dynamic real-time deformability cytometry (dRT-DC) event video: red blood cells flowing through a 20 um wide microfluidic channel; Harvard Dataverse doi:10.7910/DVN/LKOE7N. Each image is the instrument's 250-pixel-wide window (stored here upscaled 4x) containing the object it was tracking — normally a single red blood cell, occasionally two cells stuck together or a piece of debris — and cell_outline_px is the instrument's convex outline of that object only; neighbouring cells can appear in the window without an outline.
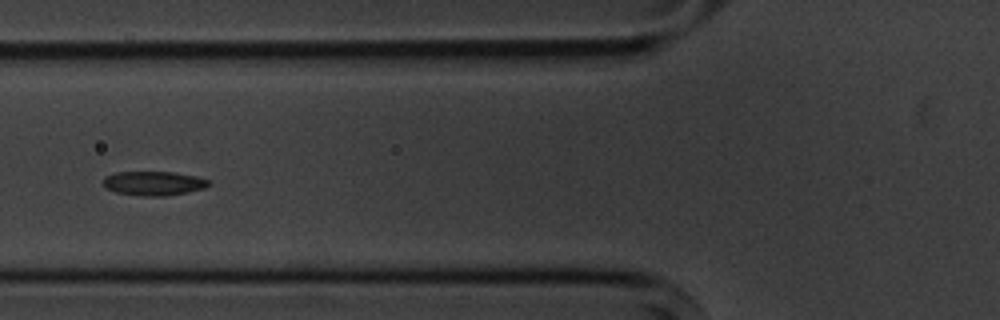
{"species": "common noctule bat (a hibernating species)", "species_latin": "Nyctalus noctula", "temperature_condition": "cold", "stored_images_in_passage": 9, "camera_frame_rate_fps": 3000, "um_per_image_px": 0.085, "animal": {"sex": "male", "body_mass_g": 20.1, "forearm_length_mm": 53.5}, "frame": {"image": 1, "passage_image": 6, "time_ms": 6.0, "image_size_px": [1000, 320], "cell_outline_px": [[212, 184], [204, 188], [188, 192], [164, 196], [144, 196], [116, 192], [104, 188], [104, 176], [116, 172], [172, 172], [196, 176], [208, 180]], "centroid_in_image_um": [13.06, 15.58], "position_along_channel_um": 112.7, "area_um2": 14.85}}
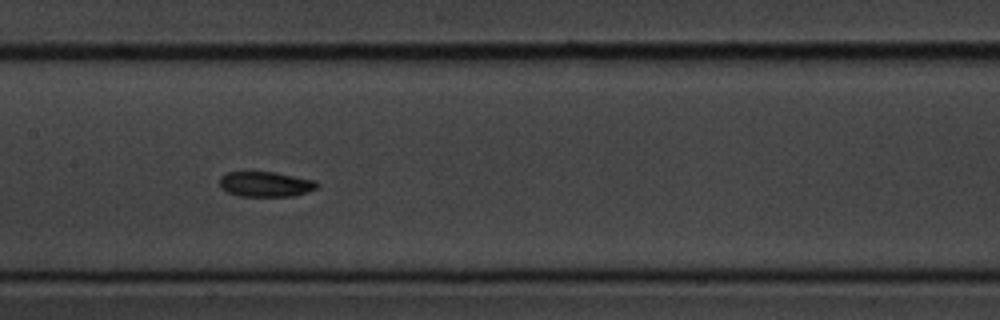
{"frame": {"image": 2, "passage_image": 8, "time_ms": 8.0, "image_size_px": [1000, 320], "cell_outline_px": [[320, 184], [316, 188], [308, 192], [296, 196], [240, 196], [228, 192], [220, 188], [220, 176], [228, 172], [276, 172], [316, 180]], "centroid_in_image_um": [22.61, 15.65], "position_along_channel_um": 184.8, "area_um2": 14.45}}
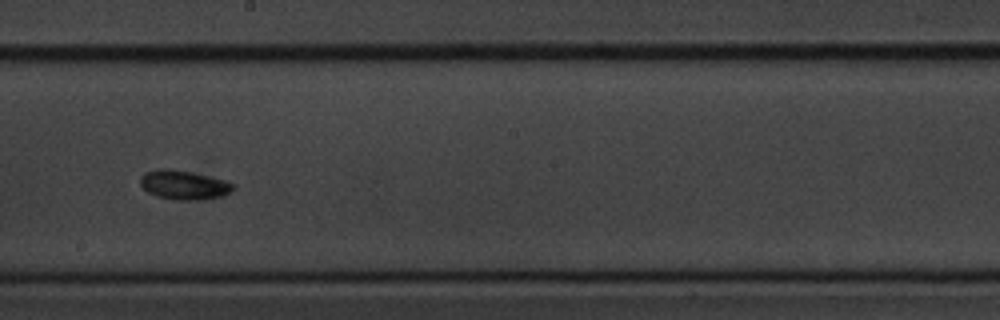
{"frame": {"image": 3, "passage_image": 9, "time_ms": 9.333, "image_size_px": [1000, 320], "cell_outline_px": [[236, 188], [232, 192], [220, 196], [204, 200], [172, 200], [156, 196], [148, 192], [140, 184], [140, 176], [144, 172], [160, 168], [168, 168], [192, 172], [224, 180], [236, 184]], "centroid_in_image_um": [15.64, 15.72], "position_along_channel_um": 232.6, "area_um2": 16.07}}